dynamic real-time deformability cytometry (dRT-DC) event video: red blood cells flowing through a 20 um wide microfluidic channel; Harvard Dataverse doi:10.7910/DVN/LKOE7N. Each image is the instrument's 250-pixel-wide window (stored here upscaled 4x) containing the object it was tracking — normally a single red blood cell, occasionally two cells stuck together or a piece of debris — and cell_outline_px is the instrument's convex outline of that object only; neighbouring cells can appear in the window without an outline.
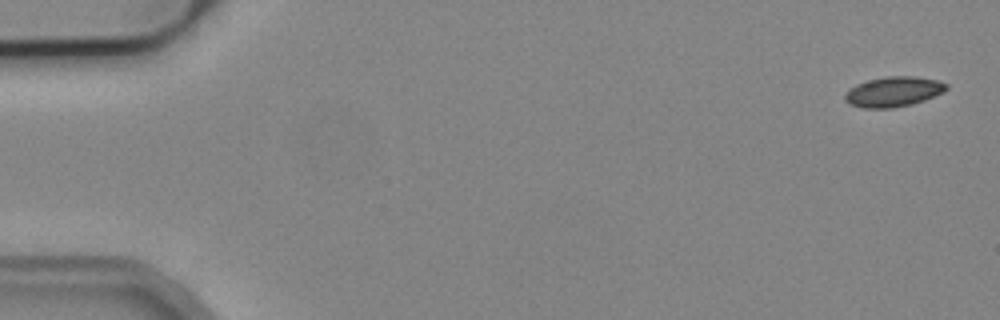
{"species": "common noctule bat (a hibernating species)", "species_latin": "Nyctalus noctula", "temperature_condition": "cold", "stored_images_in_passage": 6, "camera_frame_rate_fps": 3000, "um_per_image_px": 0.085, "animal": {"sex": "male", "body_mass_g": 19.2, "forearm_length_mm": 51.8}, "frame": {"image": 1, "passage_image": 1, "time_ms": 0.0, "image_size_px": [1000, 320], "cell_outline_px": [[948, 88], [944, 92], [924, 100], [912, 104], [892, 108], [864, 108], [848, 104], [844, 100], [844, 96], [848, 88], [856, 84], [868, 80], [888, 76], [916, 76], [936, 80], [948, 84]], "centroid_in_image_um": [75.92, 7.79], "position_along_channel_um": 9.1, "area_um2": 17.92}}